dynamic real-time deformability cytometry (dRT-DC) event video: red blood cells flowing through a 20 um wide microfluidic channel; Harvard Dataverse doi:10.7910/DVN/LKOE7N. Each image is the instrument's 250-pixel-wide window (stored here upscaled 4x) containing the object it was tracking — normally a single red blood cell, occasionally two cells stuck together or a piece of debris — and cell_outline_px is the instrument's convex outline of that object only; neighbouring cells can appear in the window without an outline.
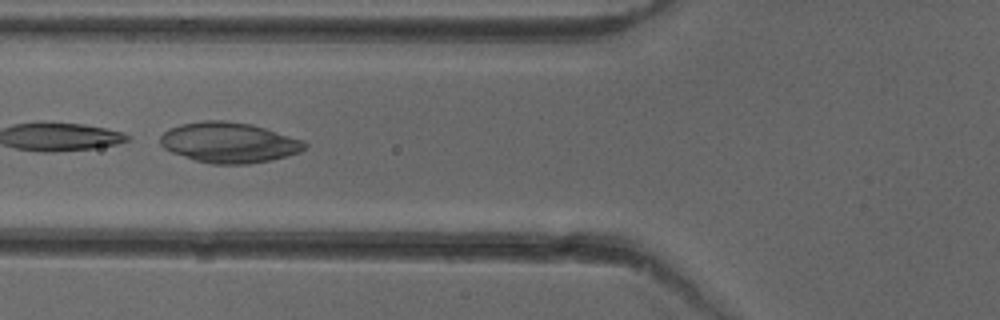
{"species": "common noctule bat (a hibernating species)", "species_latin": "Nyctalus noctula", "temperature_condition": "cold", "stored_images_in_passage": 27, "camera_frame_rate_fps": 3000, "um_per_image_px": 0.085, "animal": {"sex": "female"}, "frame": {"image": 1, "passage_image": 20, "time_ms": 6.333, "image_size_px": [1000, 320], "cell_outline_px": [[308, 148], [300, 152], [288, 156], [272, 160], [248, 164], [212, 164], [196, 160], [172, 152], [164, 148], [160, 144], [160, 136], [168, 128], [180, 124], [204, 120], [224, 120], [252, 124], [304, 140], [308, 144]], "centroid_in_image_um": [19.5, 12.11], "position_along_channel_um": 106.3, "area_um2": 34.28}}